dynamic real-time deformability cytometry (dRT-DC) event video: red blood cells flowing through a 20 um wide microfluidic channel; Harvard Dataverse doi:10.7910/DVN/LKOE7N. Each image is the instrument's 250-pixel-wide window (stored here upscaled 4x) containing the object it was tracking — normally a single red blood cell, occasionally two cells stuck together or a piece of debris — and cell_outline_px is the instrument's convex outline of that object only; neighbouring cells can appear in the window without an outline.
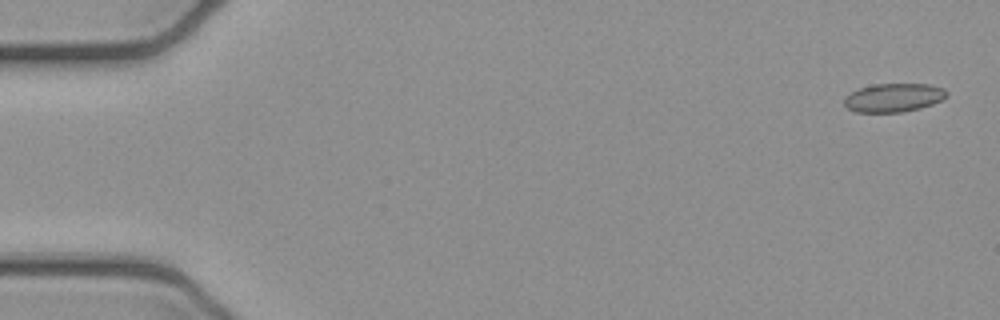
{"species": "common noctule bat (a hibernating species)", "species_latin": "Nyctalus noctula", "temperature_condition": "cold", "stored_images_in_passage": 4, "camera_frame_rate_fps": 3000, "um_per_image_px": 0.085, "animal": {"sex": "female", "body_mass_g": 21.9}, "frame": {"image": 1, "passage_image": 1, "time_ms": 0.0, "image_size_px": [1000, 320], "cell_outline_px": [[948, 96], [932, 104], [920, 108], [904, 112], [856, 112], [848, 108], [844, 104], [844, 96], [860, 88], [876, 84], [928, 84], [944, 88], [948, 92]], "centroid_in_image_um": [75.97, 8.3], "position_along_channel_um": 9.0, "area_um2": 17.05}}
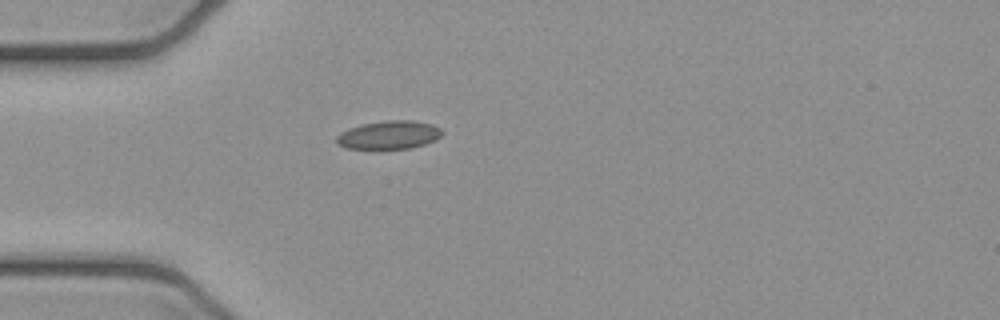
{"frame": {"image": 2, "passage_image": 4, "time_ms": 1.0, "image_size_px": [1000, 320], "cell_outline_px": [[444, 132], [436, 140], [412, 148], [348, 148], [340, 144], [336, 140], [336, 136], [340, 132], [348, 128], [360, 124], [388, 120], [412, 120], [432, 124], [440, 128]], "centroid_in_image_um": [33.09, 11.45], "position_along_channel_um": 51.9, "area_um2": 17.34}}